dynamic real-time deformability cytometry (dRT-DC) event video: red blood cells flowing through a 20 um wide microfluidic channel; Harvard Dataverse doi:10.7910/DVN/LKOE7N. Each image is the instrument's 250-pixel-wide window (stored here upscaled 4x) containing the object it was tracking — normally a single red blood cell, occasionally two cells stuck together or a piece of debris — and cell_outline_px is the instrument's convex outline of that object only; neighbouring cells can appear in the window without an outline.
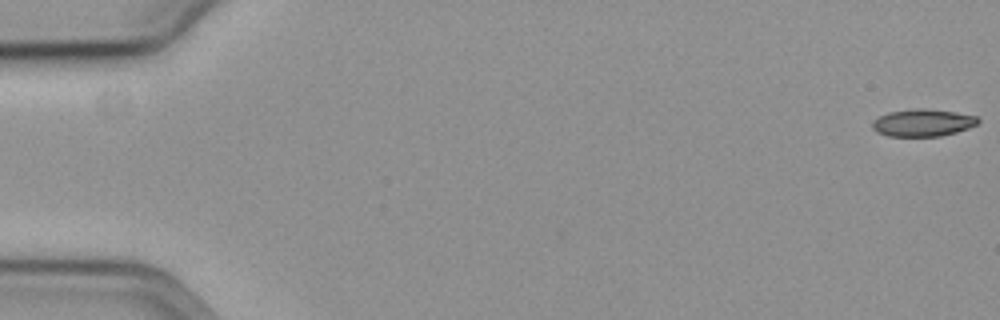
{"species": "common noctule bat (a hibernating species)", "species_latin": "Nyctalus noctula", "temperature_condition": "cold", "stored_images_in_passage": 7, "camera_frame_rate_fps": 3000, "um_per_image_px": 0.085, "animal": {"sex": "female", "body_mass_g": 19.3, "forearm_length_mm": 54.1}, "frame": {"image": 1, "passage_image": 1, "time_ms": 0.0, "image_size_px": [1000, 320], "cell_outline_px": [[980, 120], [976, 124], [968, 128], [956, 132], [940, 136], [888, 136], [876, 132], [872, 128], [872, 120], [888, 112], [916, 108], [924, 108], [956, 112], [976, 116]], "centroid_in_image_um": [78.41, 10.43], "position_along_channel_um": 6.6, "area_um2": 16.82}}